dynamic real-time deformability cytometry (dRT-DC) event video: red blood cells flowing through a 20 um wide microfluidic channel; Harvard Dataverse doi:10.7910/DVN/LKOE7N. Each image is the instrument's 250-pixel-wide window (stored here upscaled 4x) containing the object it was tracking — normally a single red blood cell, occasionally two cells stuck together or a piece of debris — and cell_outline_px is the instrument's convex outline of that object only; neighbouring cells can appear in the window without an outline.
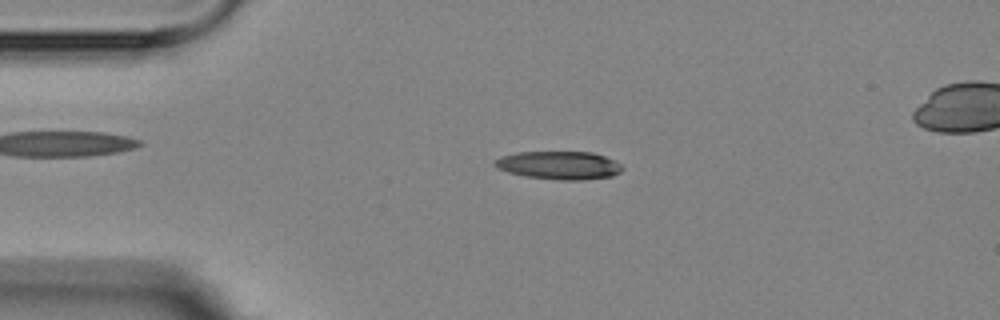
{"species": "Egyptian fruit bat (a non-hibernating species)", "species_latin": "Rousettus aegyptiacus", "temperature_condition": "room temperature", "stored_images_in_passage": 5, "camera_frame_rate_fps": 3000, "um_per_image_px": 0.085, "animal": {"sex": "female"}, "frame": {"image": 1, "passage_image": 3, "time_ms": 2.0, "image_size_px": [1000, 320], "cell_outline_px": [[624, 168], [620, 172], [612, 176], [580, 180], [560, 180], [524, 176], [508, 172], [496, 168], [492, 164], [500, 156], [516, 152], [592, 152], [616, 160]], "centroid_in_image_um": [47.51, 14.04], "position_along_channel_um": 37.5, "area_um2": 21.04}}